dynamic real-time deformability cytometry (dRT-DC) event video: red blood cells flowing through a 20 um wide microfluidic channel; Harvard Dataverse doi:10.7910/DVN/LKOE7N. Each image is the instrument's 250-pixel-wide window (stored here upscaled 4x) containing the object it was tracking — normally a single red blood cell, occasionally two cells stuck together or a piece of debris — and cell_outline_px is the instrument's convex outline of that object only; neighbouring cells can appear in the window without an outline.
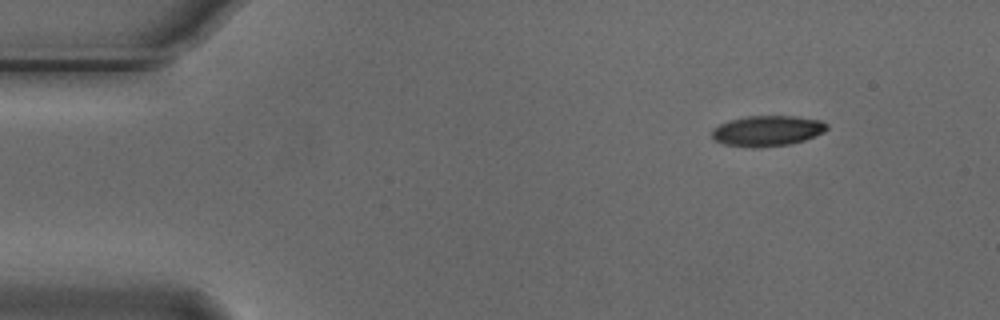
{"species": "Egyptian fruit bat (a non-hibernating species)", "species_latin": "Rousettus aegyptiacus", "temperature_condition": "cold", "stored_images_in_passage": 4, "camera_frame_rate_fps": 3000, "um_per_image_px": 0.085, "animal": {"sex": "male"}, "frame": {"image": 1, "passage_image": 1, "time_ms": 0.0, "image_size_px": [1000, 320], "cell_outline_px": [[828, 128], [824, 132], [816, 136], [804, 140], [788, 144], [760, 148], [752, 148], [724, 144], [712, 140], [712, 128], [728, 120], [748, 116], [792, 116], [820, 120], [828, 124]], "centroid_in_image_um": [65.19, 11.13], "position_along_channel_um": 19.8, "area_um2": 20.63}}
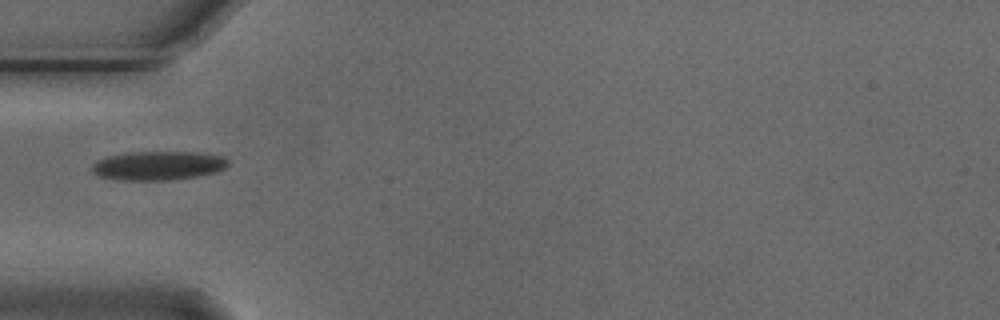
{"frame": {"image": 2, "passage_image": 4, "time_ms": 1.0, "image_size_px": [1000, 320], "cell_outline_px": [[228, 164], [224, 168], [216, 172], [196, 176], [172, 180], [116, 180], [100, 176], [92, 172], [88, 168], [96, 160], [108, 156], [128, 152], [200, 152], [224, 156], [228, 160]], "centroid_in_image_um": [13.4, 14.07], "position_along_channel_um": 71.6, "area_um2": 23.24}}